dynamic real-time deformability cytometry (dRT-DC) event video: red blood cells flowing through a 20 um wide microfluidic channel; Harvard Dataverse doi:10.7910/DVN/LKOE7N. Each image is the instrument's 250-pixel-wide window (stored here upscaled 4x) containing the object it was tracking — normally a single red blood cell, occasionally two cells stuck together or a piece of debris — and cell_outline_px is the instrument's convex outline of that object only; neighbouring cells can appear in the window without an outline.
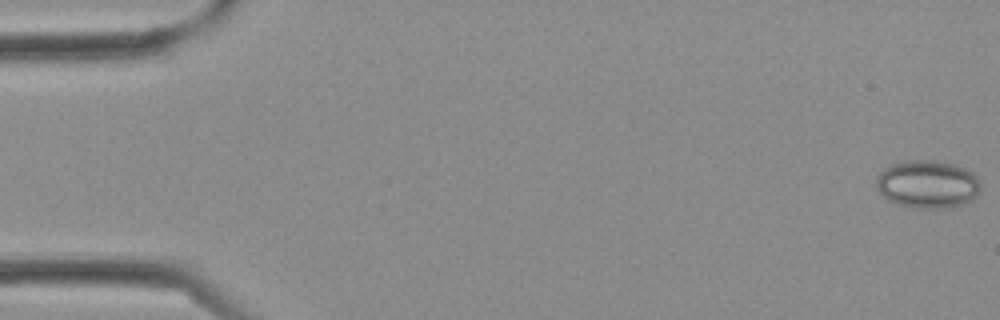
{"species": "Egyptian fruit bat (a non-hibernating species)", "species_latin": "Rousettus aegyptiacus", "temperature_condition": "cold", "stored_images_in_passage": 4, "camera_frame_rate_fps": 3000, "um_per_image_px": 0.085, "frame": {"image": 1, "passage_image": 1, "time_ms": 0.0, "image_size_px": [1000, 320], "cell_outline_px": [[980, 188], [976, 196], [972, 200], [960, 204], [940, 208], [912, 208], [896, 204], [888, 200], [876, 188], [876, 176], [880, 168], [892, 164], [908, 160], [936, 160], [956, 164], [972, 172], [976, 176], [980, 184]], "centroid_in_image_um": [78.79, 15.64], "position_along_channel_um": 6.2, "area_um2": 29.42}}